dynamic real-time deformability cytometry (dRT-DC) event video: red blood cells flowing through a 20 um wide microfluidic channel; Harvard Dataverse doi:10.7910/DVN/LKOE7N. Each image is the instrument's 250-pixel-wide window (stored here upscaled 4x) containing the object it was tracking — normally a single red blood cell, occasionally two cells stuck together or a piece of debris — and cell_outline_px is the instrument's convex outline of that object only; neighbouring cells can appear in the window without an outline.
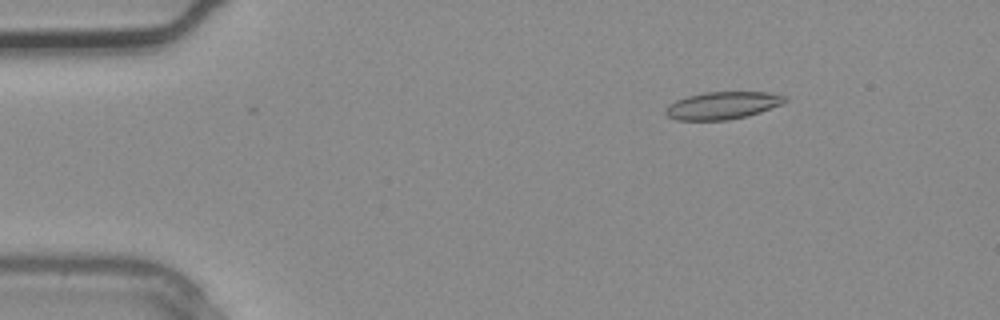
{"species": "common noctule bat (a hibernating species)", "species_latin": "Nyctalus noctula", "temperature_condition": "warm", "stored_images_in_passage": 3, "camera_frame_rate_fps": 3000, "um_per_image_px": 0.085, "animal": {"sex": "male", "body_mass_g": 20.4}, "frame": {"image": 1, "passage_image": 2, "time_ms": 0.333, "image_size_px": [1000, 320], "cell_outline_px": [[788, 100], [784, 104], [748, 116], [728, 120], [676, 120], [668, 116], [664, 112], [664, 108], [668, 104], [676, 100], [688, 96], [704, 92], [768, 92], [788, 96]], "centroid_in_image_um": [61.44, 8.96], "position_along_channel_um": 23.6, "area_um2": 19.36}}